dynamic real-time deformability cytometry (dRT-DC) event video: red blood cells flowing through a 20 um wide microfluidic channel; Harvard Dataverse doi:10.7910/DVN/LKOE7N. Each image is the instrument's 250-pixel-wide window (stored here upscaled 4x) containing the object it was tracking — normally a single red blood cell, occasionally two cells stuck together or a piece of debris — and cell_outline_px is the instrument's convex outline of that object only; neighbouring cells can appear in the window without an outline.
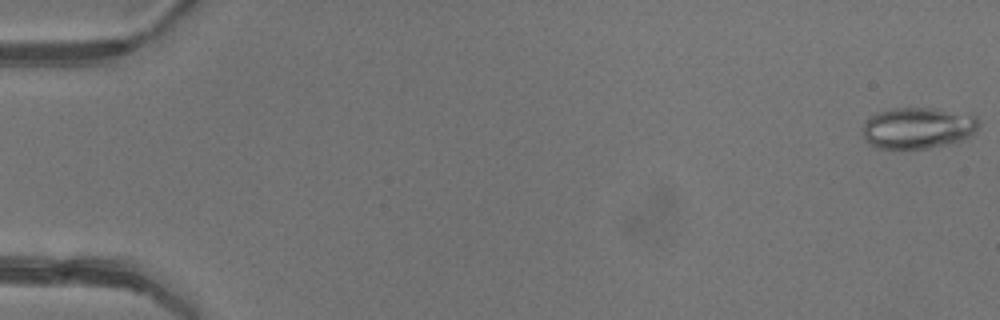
{"species": "common noctule bat (a hibernating species)", "species_latin": "Nyctalus noctula", "temperature_condition": "warm", "stored_images_in_passage": 4, "camera_frame_rate_fps": 3000, "um_per_image_px": 0.085, "animal": {"sex": "female"}, "frame": {"image": 1, "passage_image": 1, "time_ms": 0.0, "image_size_px": [1000, 320], "cell_outline_px": [[980, 124], [972, 136], [964, 140], [948, 144], [928, 148], [880, 148], [868, 144], [864, 136], [864, 120], [876, 112], [892, 108], [932, 108], [972, 112], [980, 120]], "centroid_in_image_um": [78.1, 10.85], "position_along_channel_um": 6.9, "area_um2": 28.55}}